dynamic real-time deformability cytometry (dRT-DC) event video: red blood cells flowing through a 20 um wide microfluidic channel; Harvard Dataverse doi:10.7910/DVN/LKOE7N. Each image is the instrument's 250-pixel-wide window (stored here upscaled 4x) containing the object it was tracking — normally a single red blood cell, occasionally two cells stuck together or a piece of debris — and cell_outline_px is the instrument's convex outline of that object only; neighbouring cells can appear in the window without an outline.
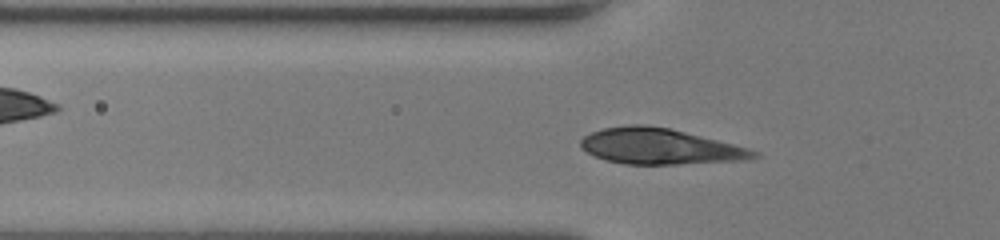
{"species": "human", "species_latin": "Homo sapiens", "temperature_condition": "room temperature", "stored_images_in_passage": 26, "camera_frame_rate_fps": 3000, "um_per_image_px": 0.085, "donor": {"sex": "female"}, "frame": {"image": 1, "passage_image": 8, "time_ms": 2.333, "image_size_px": [1000, 240], "cell_outline_px": [[760, 156], [748, 160], [680, 164], [624, 164], [608, 160], [596, 156], [580, 148], [580, 140], [584, 136], [592, 132], [604, 128], [628, 124], [644, 124], [668, 128], [748, 148], [760, 152]], "centroid_in_image_um": [56.09, 12.45], "position_along_channel_um": 69.7, "area_um2": 35.84}}
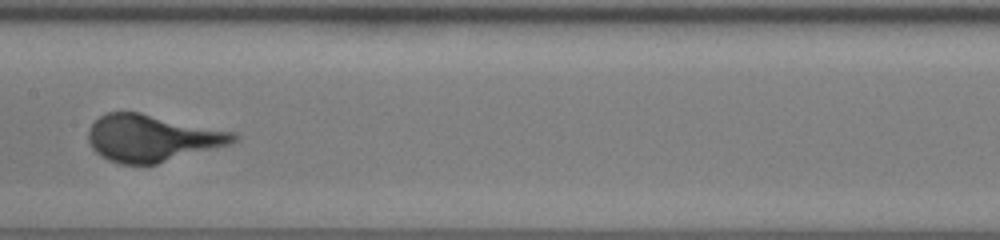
{"frame": {"image": 2, "passage_image": 17, "time_ms": 5.333, "image_size_px": [1000, 240], "cell_outline_px": [[240, 140], [232, 144], [156, 164], [120, 164], [108, 160], [100, 156], [92, 148], [88, 140], [88, 128], [100, 116], [108, 112], [140, 112], [236, 132], [240, 136]], "centroid_in_image_um": [12.96, 11.74], "position_along_channel_um": 194.4, "area_um2": 40.0}}
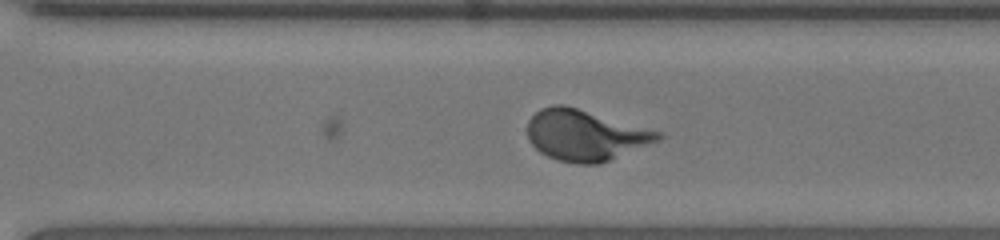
{"frame": {"image": 3, "passage_image": 26, "time_ms": 8.333, "image_size_px": [1000, 240], "cell_outline_px": [[664, 136], [660, 140], [600, 164], [576, 164], [556, 160], [540, 152], [528, 140], [528, 120], [540, 108], [552, 104], [564, 104], [664, 132]], "centroid_in_image_um": [49.76, 11.49], "position_along_channel_um": 320.8, "area_um2": 39.07}}